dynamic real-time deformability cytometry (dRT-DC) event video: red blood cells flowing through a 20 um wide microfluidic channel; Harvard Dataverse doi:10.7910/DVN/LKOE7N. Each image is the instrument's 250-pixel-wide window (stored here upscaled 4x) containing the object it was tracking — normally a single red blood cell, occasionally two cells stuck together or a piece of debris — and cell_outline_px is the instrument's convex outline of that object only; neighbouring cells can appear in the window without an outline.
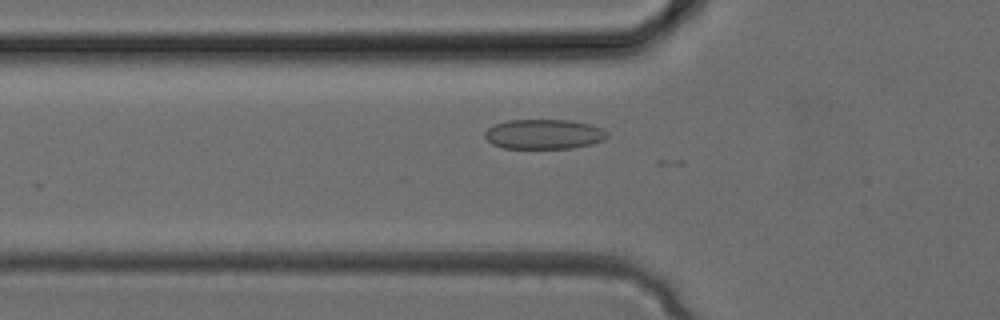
{"species": "common noctule bat (a hibernating species)", "species_latin": "Nyctalus noctula", "temperature_condition": "cold", "stored_images_in_passage": 24, "camera_frame_rate_fps": 3000, "um_per_image_px": 0.085, "animal": {"sex": "female", "body_mass_g": 24.6, "forearm_length_mm": 56.2}, "frame": {"image": 1, "passage_image": 12, "time_ms": 3.667, "image_size_px": [1000, 320], "cell_outline_px": [[608, 136], [604, 140], [592, 144], [572, 148], [504, 148], [492, 144], [484, 136], [484, 132], [488, 128], [496, 124], [508, 120], [572, 120], [588, 124], [600, 128], [608, 132]], "centroid_in_image_um": [46.24, 11.4], "position_along_channel_um": 79.6, "area_um2": 21.21}}
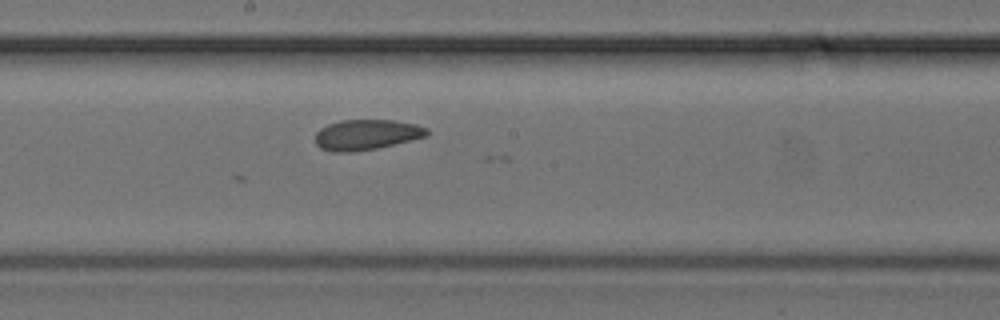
{"frame": {"image": 2, "passage_image": 19, "time_ms": 6.0, "image_size_px": [1000, 320], "cell_outline_px": [[428, 136], [376, 148], [352, 152], [332, 152], [320, 148], [316, 144], [316, 132], [320, 128], [328, 124], [340, 120], [392, 120], [416, 124], [428, 128]], "centroid_in_image_um": [31.14, 11.44], "position_along_channel_um": 217.1, "area_um2": 19.77}}
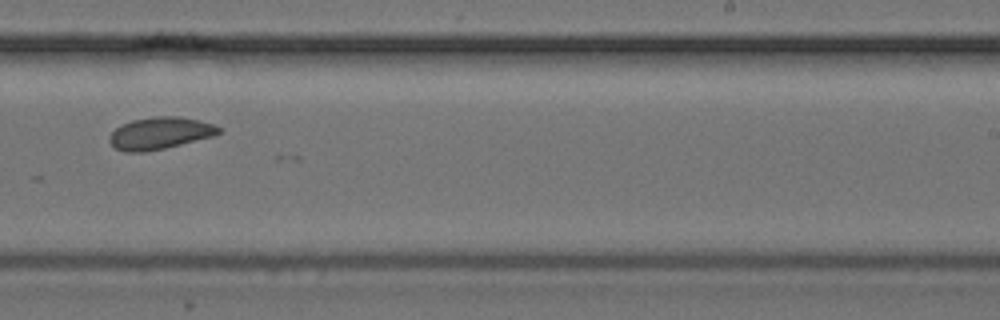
{"frame": {"image": 3, "passage_image": 22, "time_ms": 7.0, "image_size_px": [1000, 320], "cell_outline_px": [[220, 132], [216, 136], [164, 148], [144, 152], [124, 152], [116, 148], [108, 140], [108, 136], [120, 124], [132, 120], [152, 116], [180, 116], [200, 120], [216, 124], [220, 128]], "centroid_in_image_um": [13.61, 11.31], "position_along_channel_um": 275.4, "area_um2": 20.69}}